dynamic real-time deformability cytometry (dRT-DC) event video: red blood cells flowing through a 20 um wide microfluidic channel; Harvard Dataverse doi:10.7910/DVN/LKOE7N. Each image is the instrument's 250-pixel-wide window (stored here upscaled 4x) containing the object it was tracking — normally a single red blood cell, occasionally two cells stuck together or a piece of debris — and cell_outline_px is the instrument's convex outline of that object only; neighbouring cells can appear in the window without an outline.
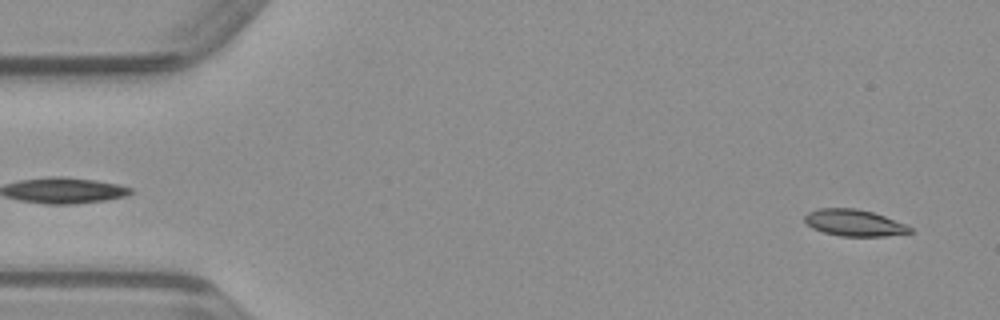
{"species": "common noctule bat (a hibernating species)", "species_latin": "Nyctalus noctula", "temperature_condition": "warm", "stored_images_in_passage": 49, "camera_frame_rate_fps": 3000, "um_per_image_px": 0.085, "animal": {"sex": "male", "body_mass_g": 23.1, "forearm_length_mm": 52.7}, "frame": {"image": 1, "passage_image": 3, "time_ms": 0.667, "image_size_px": [1000, 320], "cell_outline_px": [[912, 232], [884, 236], [840, 236], [824, 232], [812, 228], [804, 220], [804, 216], [808, 212], [816, 208], [856, 208], [872, 212], [884, 216], [904, 224], [912, 228]], "centroid_in_image_um": [72.56, 18.93], "position_along_channel_um": 12.4, "area_um2": 16.18}}
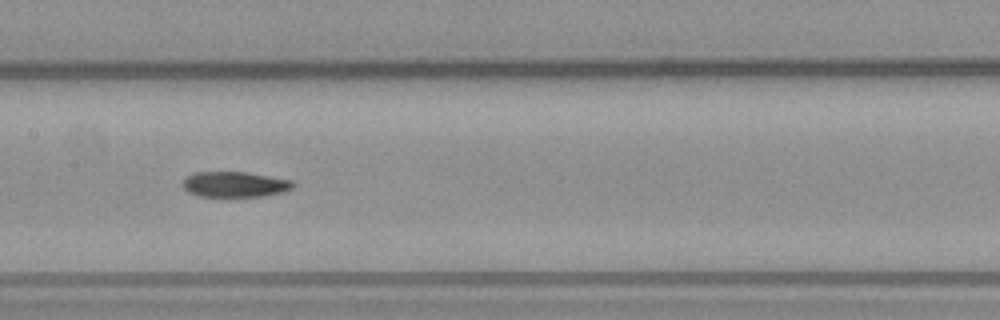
{"frame": {"image": 2, "passage_image": 24, "time_ms": 7.667, "image_size_px": [1000, 320], "cell_outline_px": [[296, 184], [292, 188], [280, 192], [260, 196], [196, 196], [188, 192], [184, 188], [184, 180], [188, 176], [196, 172], [244, 172], [292, 180]], "centroid_in_image_um": [19.95, 15.67], "position_along_channel_um": 187.4, "area_um2": 16.07}}
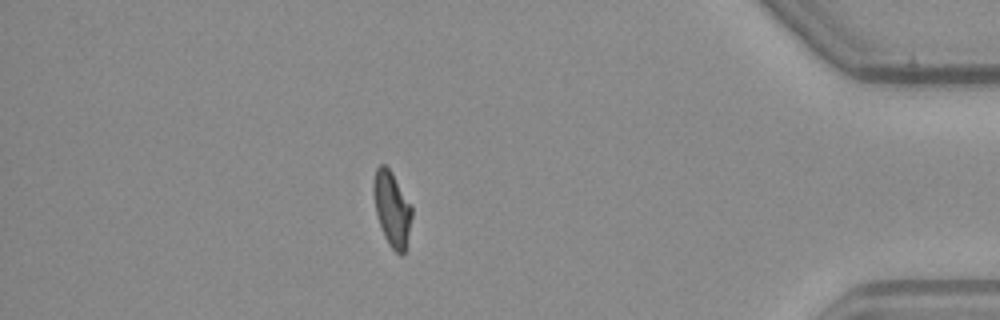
{"frame": {"image": 3, "passage_image": 43, "time_ms": 14.0, "image_size_px": [1000, 320], "cell_outline_px": [[412, 216], [404, 252], [396, 252], [388, 244], [384, 236], [376, 212], [372, 192], [372, 184], [376, 168], [380, 164], [384, 164], [392, 172], [412, 204]], "centroid_in_image_um": [33.3, 17.68], "position_along_channel_um": 401.9, "area_um2": 16.65}}